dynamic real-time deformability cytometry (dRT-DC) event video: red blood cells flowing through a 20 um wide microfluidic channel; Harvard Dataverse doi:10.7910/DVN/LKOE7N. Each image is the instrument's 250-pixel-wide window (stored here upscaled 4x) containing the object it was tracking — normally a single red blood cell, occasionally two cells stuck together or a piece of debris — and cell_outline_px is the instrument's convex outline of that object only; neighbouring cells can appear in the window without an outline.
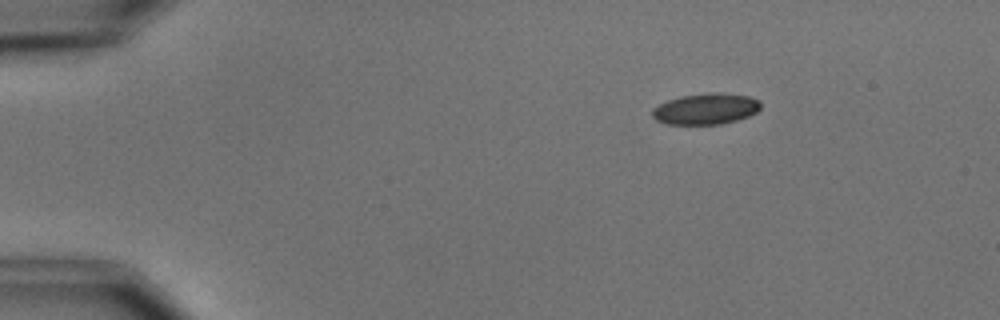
{"species": "common noctule bat (a hibernating species)", "species_latin": "Nyctalus noctula", "temperature_condition": "cold", "stored_images_in_passage": 4, "camera_frame_rate_fps": 3000, "um_per_image_px": 0.085, "animal": {"sex": "male", "body_mass_g": 15.6}, "frame": {"image": 1, "passage_image": 2, "time_ms": 1.333, "image_size_px": [1000, 320], "cell_outline_px": [[760, 108], [756, 112], [748, 116], [736, 120], [720, 124], [664, 124], [656, 120], [652, 116], [652, 108], [668, 100], [680, 96], [712, 92], [720, 92], [748, 96], [760, 100]], "centroid_in_image_um": [59.98, 9.25], "position_along_channel_um": 25.0, "area_um2": 19.65}}